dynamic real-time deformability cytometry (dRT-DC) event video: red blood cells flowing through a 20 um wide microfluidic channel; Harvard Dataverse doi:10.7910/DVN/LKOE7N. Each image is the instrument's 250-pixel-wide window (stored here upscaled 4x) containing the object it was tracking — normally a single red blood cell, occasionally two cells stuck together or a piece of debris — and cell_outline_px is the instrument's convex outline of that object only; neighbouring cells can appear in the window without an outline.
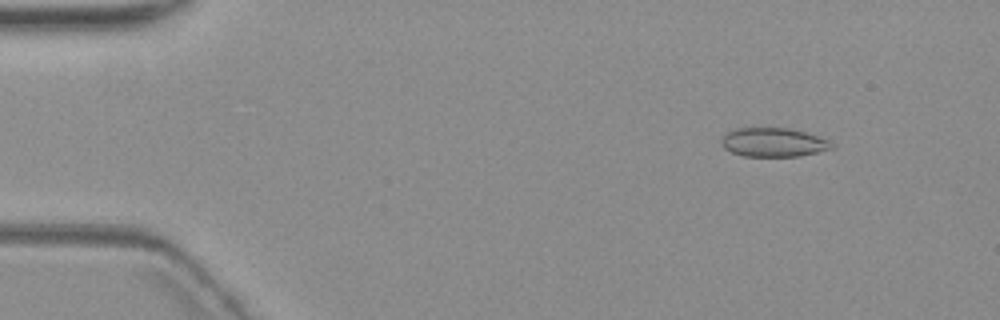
{"species": "common noctule bat (a hibernating species)", "species_latin": "Nyctalus noctula", "temperature_condition": "warm", "stored_images_in_passage": 4, "camera_frame_rate_fps": 3000, "um_per_image_px": 0.085, "animal": {"sex": "female", "body_mass_g": 19.3, "forearm_length_mm": 54.1}, "frame": {"image": 1, "passage_image": 1, "time_ms": 0.0, "image_size_px": [1000, 320], "cell_outline_px": [[836, 148], [800, 156], [744, 156], [732, 152], [724, 148], [720, 144], [720, 140], [728, 132], [736, 128], [788, 128], [804, 132], [828, 140], [836, 144]], "centroid_in_image_um": [65.76, 12.1], "position_along_channel_um": 19.2, "area_um2": 18.61}}
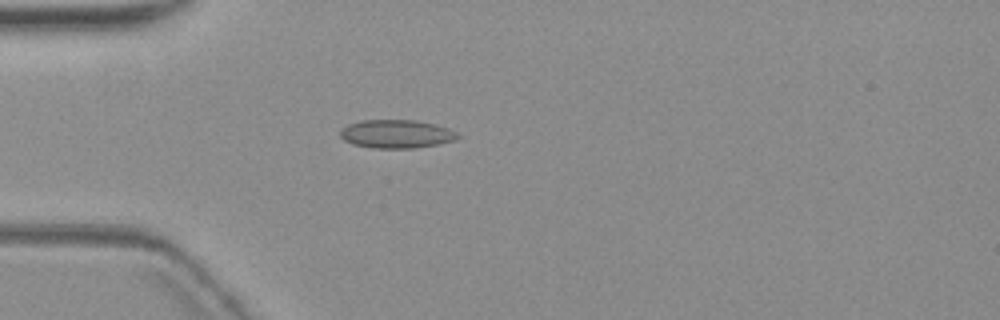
{"frame": {"image": 2, "passage_image": 4, "time_ms": 3.333, "image_size_px": [1000, 320], "cell_outline_px": [[460, 136], [456, 140], [416, 148], [372, 148], [352, 144], [344, 140], [340, 136], [340, 128], [348, 124], [364, 120], [416, 120], [448, 128], [456, 132]], "centroid_in_image_um": [33.66, 11.39], "position_along_channel_um": 51.3, "area_um2": 19.42}}